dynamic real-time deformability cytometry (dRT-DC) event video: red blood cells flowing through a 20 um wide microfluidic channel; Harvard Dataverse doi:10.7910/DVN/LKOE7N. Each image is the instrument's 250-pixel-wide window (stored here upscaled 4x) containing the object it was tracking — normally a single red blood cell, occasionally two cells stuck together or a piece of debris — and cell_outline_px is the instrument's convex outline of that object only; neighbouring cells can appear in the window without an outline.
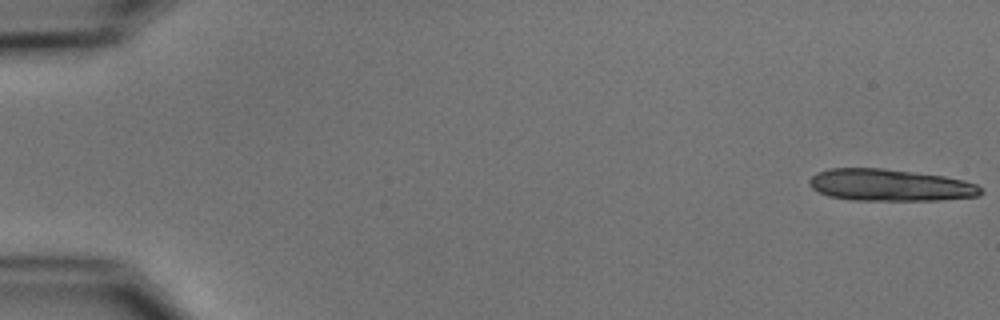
{"species": "common noctule bat (a hibernating species)", "species_latin": "Nyctalus noctula", "temperature_condition": "cold", "stored_images_in_passage": 15, "camera_frame_rate_fps": 3000, "um_per_image_px": 0.085, "animal": {"sex": "male", "body_mass_g": 15.6}, "frame": {"image": 1, "passage_image": 1, "time_ms": 0.0, "image_size_px": [1000, 320], "cell_outline_px": [[984, 192], [976, 196], [940, 200], [852, 200], [828, 196], [812, 188], [808, 184], [808, 180], [816, 172], [828, 168], [884, 168], [944, 176], [964, 180], [976, 184], [984, 188]], "centroid_in_image_um": [75.64, 15.73], "position_along_channel_um": 9.4, "area_um2": 32.08}}